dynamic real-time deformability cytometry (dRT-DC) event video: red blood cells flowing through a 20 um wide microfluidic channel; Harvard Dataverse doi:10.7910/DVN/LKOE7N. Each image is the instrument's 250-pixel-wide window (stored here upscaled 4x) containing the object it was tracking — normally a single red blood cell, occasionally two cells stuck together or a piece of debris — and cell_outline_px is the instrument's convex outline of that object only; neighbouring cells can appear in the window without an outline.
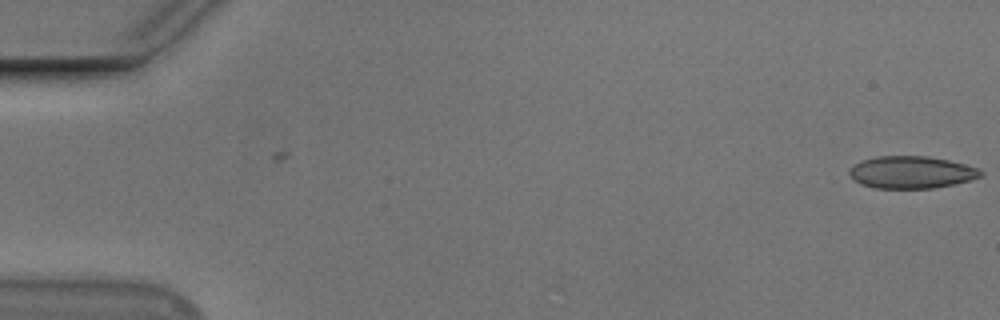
{"species": "Egyptian fruit bat (a non-hibernating species)", "species_latin": "Rousettus aegyptiacus", "temperature_condition": "cold", "stored_images_in_passage": 4, "camera_frame_rate_fps": 3000, "um_per_image_px": 0.085, "animal": {"sex": "male"}, "frame": {"image": 1, "passage_image": 4, "time_ms": 1.0, "image_size_px": [1000, 320], "cell_outline_px": [[984, 176], [972, 180], [932, 188], [876, 188], [860, 184], [852, 180], [848, 172], [848, 168], [852, 164], [860, 160], [876, 156], [928, 156], [948, 160], [980, 168], [984, 172]], "centroid_in_image_um": [77.44, 14.63], "position_along_channel_um": 7.6, "area_um2": 25.09}}